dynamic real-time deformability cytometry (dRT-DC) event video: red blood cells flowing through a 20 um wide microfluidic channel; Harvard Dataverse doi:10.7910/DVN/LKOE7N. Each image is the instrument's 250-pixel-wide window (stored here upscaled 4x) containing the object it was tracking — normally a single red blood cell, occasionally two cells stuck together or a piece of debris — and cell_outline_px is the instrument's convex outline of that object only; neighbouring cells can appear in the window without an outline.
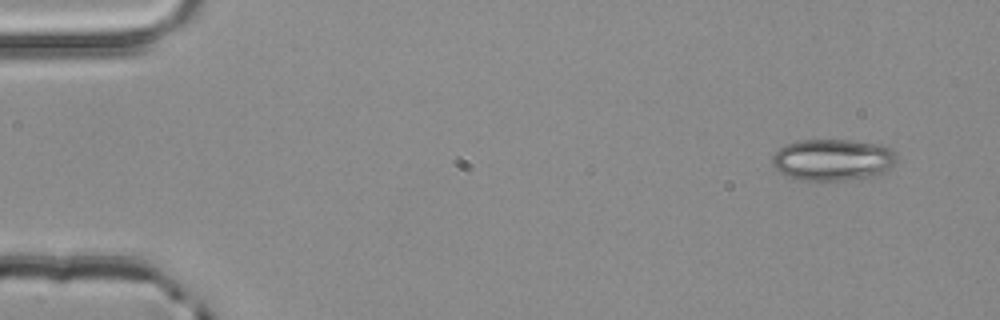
{"species": "common noctule bat (a hibernating species)", "species_latin": "Nyctalus noctula", "temperature_condition": "room temperature", "stored_images_in_passage": 3, "camera_frame_rate_fps": 3000, "um_per_image_px": 0.085, "animal": {"sex": "male", "body_mass_g": 20.4}, "frame": {"image": 1, "passage_image": 1, "time_ms": 0.0, "image_size_px": [1000, 320], "cell_outline_px": [[896, 160], [880, 176], [844, 180], [796, 180], [780, 172], [772, 164], [772, 156], [780, 148], [788, 144], [800, 140], [848, 140], [880, 144], [892, 148], [896, 152]], "centroid_in_image_um": [70.81, 13.59], "position_along_channel_um": 14.2, "area_um2": 30.29}}